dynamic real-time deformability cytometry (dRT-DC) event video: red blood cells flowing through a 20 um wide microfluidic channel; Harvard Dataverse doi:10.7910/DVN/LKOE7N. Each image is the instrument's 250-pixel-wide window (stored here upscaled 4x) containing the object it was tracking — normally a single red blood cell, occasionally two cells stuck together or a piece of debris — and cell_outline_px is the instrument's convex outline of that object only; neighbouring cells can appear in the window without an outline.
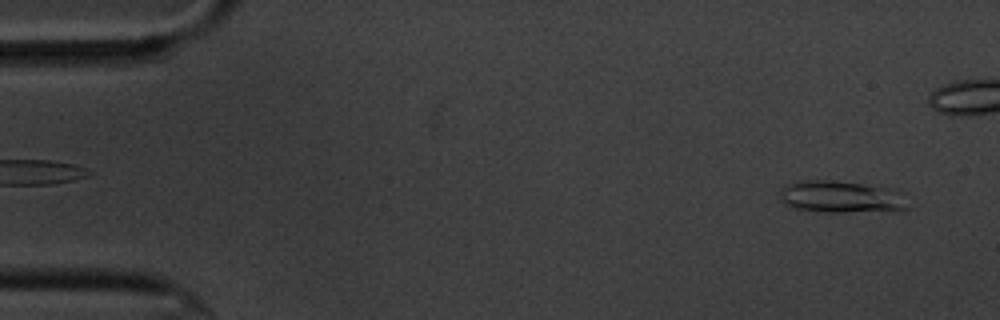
{"species": "common noctule bat (a hibernating species)", "species_latin": "Nyctalus noctula", "temperature_condition": "cold", "stored_images_in_passage": 49, "camera_frame_rate_fps": 3000, "um_per_image_px": 0.085, "animal": {"sex": "male", "body_mass_g": 20.1, "forearm_length_mm": 53.5}, "frame": {"image": 1, "passage_image": 3, "time_ms": 0.667, "image_size_px": [1000, 320], "cell_outline_px": [[908, 208], [844, 212], [808, 212], [784, 204], [780, 200], [780, 192], [784, 184], [800, 180], [832, 180], [860, 184], [884, 188]], "centroid_in_image_um": [71.14, 16.73], "position_along_channel_um": 13.9, "area_um2": 22.66}}
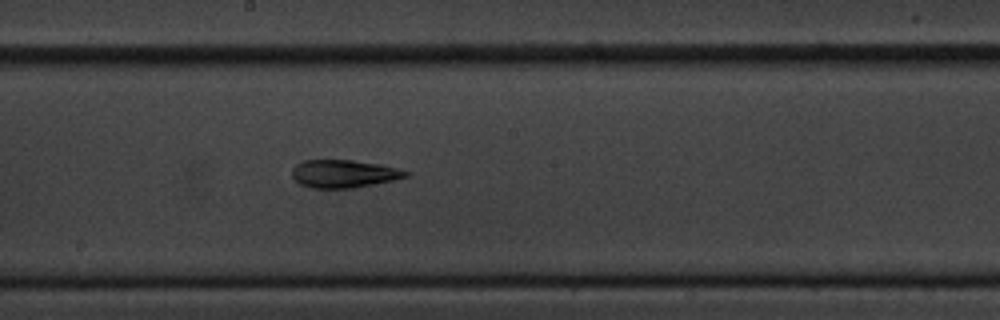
{"frame": {"image": 2, "passage_image": 30, "time_ms": 9.667, "image_size_px": [1000, 320], "cell_outline_px": [[408, 176], [392, 180], [352, 188], [312, 188], [300, 184], [292, 176], [292, 168], [296, 164], [304, 160], [352, 160], [380, 164], [396, 168], [408, 172]], "centroid_in_image_um": [29.18, 14.76], "position_along_channel_um": 219.0, "area_um2": 18.26}}
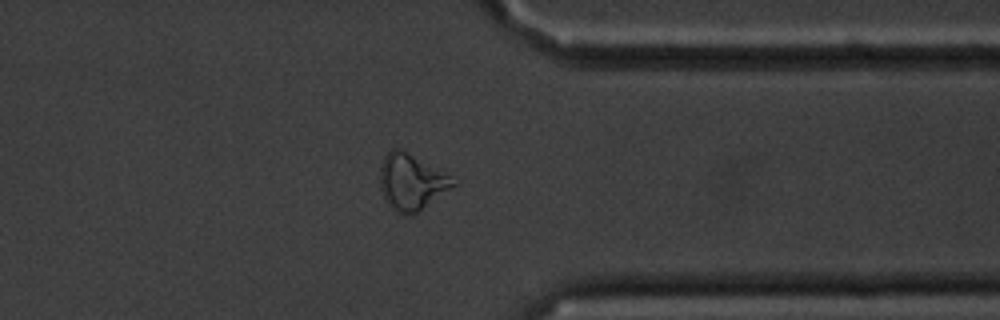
{"frame": {"image": 3, "passage_image": 44, "time_ms": 14.333, "image_size_px": [1000, 320], "cell_outline_px": [[460, 180], [456, 184], [416, 212], [396, 212], [388, 204], [380, 188], [380, 164], [384, 156], [392, 148], [400, 148]], "centroid_in_image_um": [34.97, 15.4], "position_along_channel_um": 376.4, "area_um2": 23.41}}